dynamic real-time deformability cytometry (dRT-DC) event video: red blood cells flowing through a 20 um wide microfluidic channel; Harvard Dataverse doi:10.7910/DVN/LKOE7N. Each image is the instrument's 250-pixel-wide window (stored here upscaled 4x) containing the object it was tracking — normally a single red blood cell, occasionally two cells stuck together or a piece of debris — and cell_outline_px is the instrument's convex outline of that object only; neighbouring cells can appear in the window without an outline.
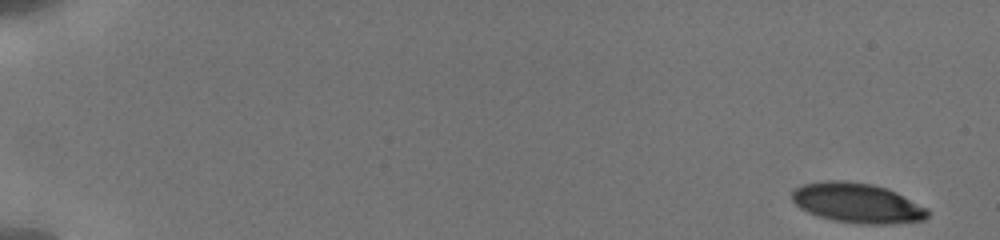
{"species": "human", "species_latin": "Homo sapiens", "temperature_condition": "cold", "stored_images_in_passage": 48, "camera_frame_rate_fps": 3000, "um_per_image_px": 0.085, "donor": {"sex": "male"}, "frame": {"image": 1, "passage_image": 1, "time_ms": 0.0, "image_size_px": [1000, 240], "cell_outline_px": [[928, 216], [924, 220], [888, 224], [860, 224], [836, 220], [820, 216], [808, 212], [800, 208], [792, 200], [792, 192], [796, 188], [804, 184], [824, 180], [844, 180], [872, 184], [888, 188], [928, 208]], "centroid_in_image_um": [72.88, 17.24], "position_along_channel_um": 12.1, "area_um2": 31.44}}
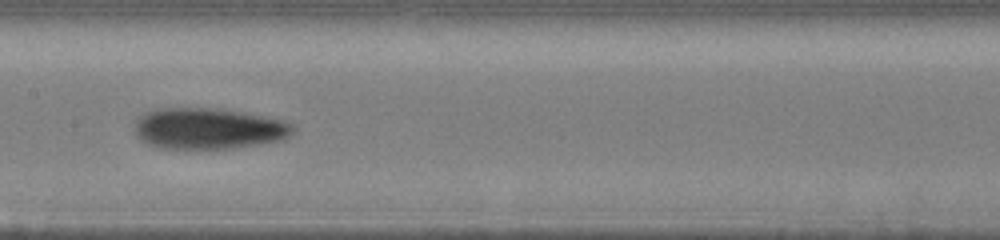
{"frame": {"image": 2, "passage_image": 28, "time_ms": 9.333, "image_size_px": [1000, 240], "cell_outline_px": [[296, 128], [284, 140], [236, 148], [160, 148], [148, 144], [140, 140], [136, 136], [136, 120], [144, 112], [156, 108], [220, 108], [244, 112], [284, 120], [292, 124]], "centroid_in_image_um": [17.73, 10.92], "position_along_channel_um": 189.7, "area_um2": 38.21}}
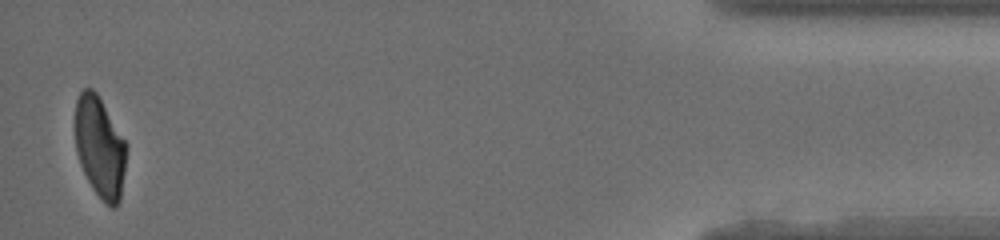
{"frame": {"image": 3, "passage_image": 48, "time_ms": 17.333, "image_size_px": [1000, 240], "cell_outline_px": [[128, 148], [120, 200], [116, 208], [112, 208], [104, 204], [92, 188], [80, 164], [76, 152], [76, 100], [80, 92], [84, 88], [92, 88], [96, 92], [128, 144]], "centroid_in_image_um": [8.52, 12.55], "position_along_channel_um": 426.7, "area_um2": 30.35}, "authors_computed_cell_mechanics": {"area_um2": 34.3621, "velocity_mm_per_s": 3.8459, "shape_relaxation_time_tau1_ms": 5.1339, "shape_relaxation_time_tau2_ms": 3.7825, "deformation_change_tau1": 0.1598, "deformation_change_tau2": 0.1036}}